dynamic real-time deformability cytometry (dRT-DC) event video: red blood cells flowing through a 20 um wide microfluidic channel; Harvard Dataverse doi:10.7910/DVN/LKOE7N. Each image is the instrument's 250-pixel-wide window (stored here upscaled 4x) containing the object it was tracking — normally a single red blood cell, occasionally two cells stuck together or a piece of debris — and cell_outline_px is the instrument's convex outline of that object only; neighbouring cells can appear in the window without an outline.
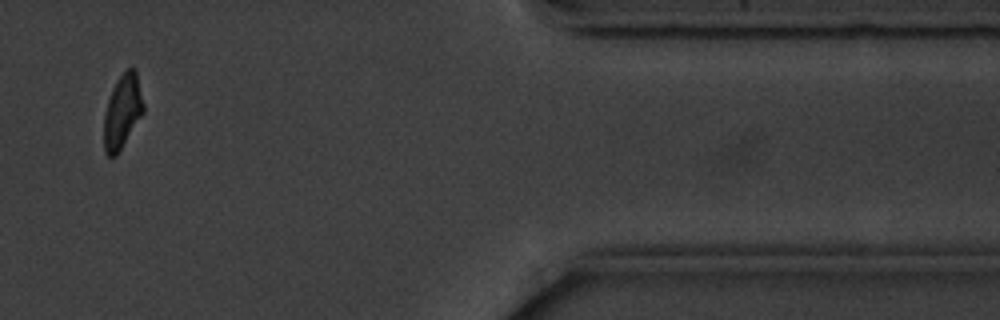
{"species": "common noctule bat (a hibernating species)", "species_latin": "Nyctalus noctula", "temperature_condition": "cold", "stored_images_in_passage": 17, "camera_frame_rate_fps": 3000, "um_per_image_px": 0.085, "animal": {"sex": "male", "body_mass_g": 20.1, "forearm_length_mm": 53.5}, "frame": {"image": 1, "passage_image": 15, "time_ms": 17.0, "image_size_px": [1000, 320], "cell_outline_px": [[144, 112], [116, 156], [108, 156], [104, 152], [104, 116], [108, 100], [112, 88], [116, 80], [128, 68], [136, 68], [144, 104]], "centroid_in_image_um": [10.41, 9.46], "position_along_channel_um": 401.0, "area_um2": 16.99}, "authors_computed_cell_mechanics": {"area_um2": 18.1492, "velocity_mm_per_s": 3.5365, "shape_relaxation_time_tau1_ms": 2.2477, "shape_relaxation_time_tau2_ms": 9.6206, "deformation_change_tau1": 0.0889, "deformation_change_tau2": 0.116}}